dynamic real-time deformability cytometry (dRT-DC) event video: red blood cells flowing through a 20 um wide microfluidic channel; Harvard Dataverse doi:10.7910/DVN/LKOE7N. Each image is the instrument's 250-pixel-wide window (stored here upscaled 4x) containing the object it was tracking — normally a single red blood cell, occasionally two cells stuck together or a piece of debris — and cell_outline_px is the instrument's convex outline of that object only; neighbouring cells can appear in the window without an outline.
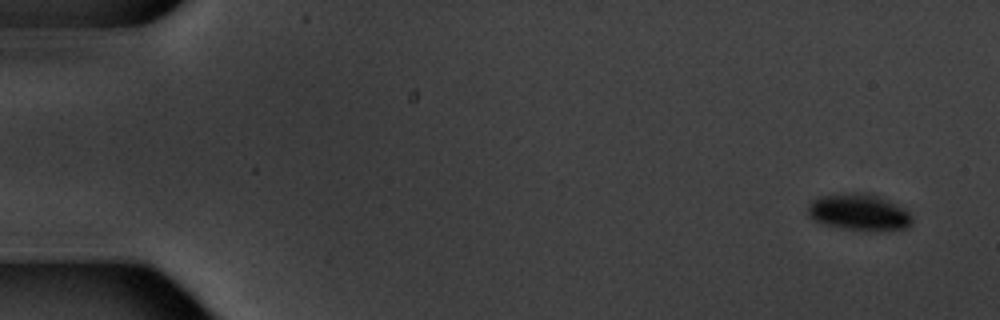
{"species": "common noctule bat (a hibernating species)", "species_latin": "Nyctalus noctula", "temperature_condition": "warm", "stored_images_in_passage": 5, "camera_frame_rate_fps": 3000, "um_per_image_px": 0.085, "animal": {"sex": "male", "body_mass_g": 20.1, "forearm_length_mm": 53.5}, "frame": {"image": 1, "passage_image": 1, "time_ms": 0.0, "image_size_px": [1000, 320], "cell_outline_px": [[912, 224], [904, 228], [844, 228], [824, 224], [812, 220], [808, 216], [808, 204], [812, 200], [820, 196], [852, 192], [868, 192], [880, 196], [904, 208], [912, 216]], "centroid_in_image_um": [72.96, 17.97], "position_along_channel_um": 12.0, "area_um2": 21.68}}